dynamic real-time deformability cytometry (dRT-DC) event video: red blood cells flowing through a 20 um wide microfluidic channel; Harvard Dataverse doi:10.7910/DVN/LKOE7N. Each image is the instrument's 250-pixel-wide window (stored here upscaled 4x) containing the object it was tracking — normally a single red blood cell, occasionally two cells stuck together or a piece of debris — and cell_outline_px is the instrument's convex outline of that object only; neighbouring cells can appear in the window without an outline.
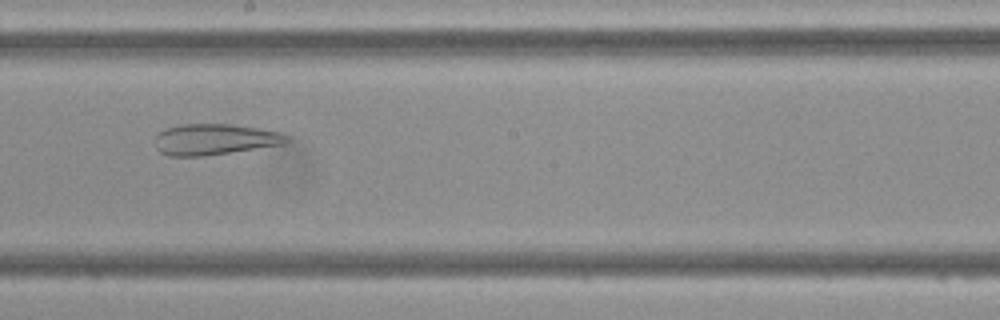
{"species": "Egyptian fruit bat (a non-hibernating species)", "species_latin": "Rousettus aegyptiacus", "temperature_condition": "cold", "stored_images_in_passage": 47, "camera_frame_rate_fps": 3000, "um_per_image_px": 0.085, "frame": {"image": 1, "passage_image": 26, "time_ms": 8.333, "image_size_px": [1000, 320], "cell_outline_px": [[288, 140], [284, 144], [204, 156], [168, 156], [160, 152], [156, 148], [156, 136], [160, 132], [168, 128], [180, 124], [228, 124], [260, 128], [280, 132], [288, 136]], "centroid_in_image_um": [18.24, 11.85], "position_along_channel_um": 230.0, "area_um2": 23.64}}
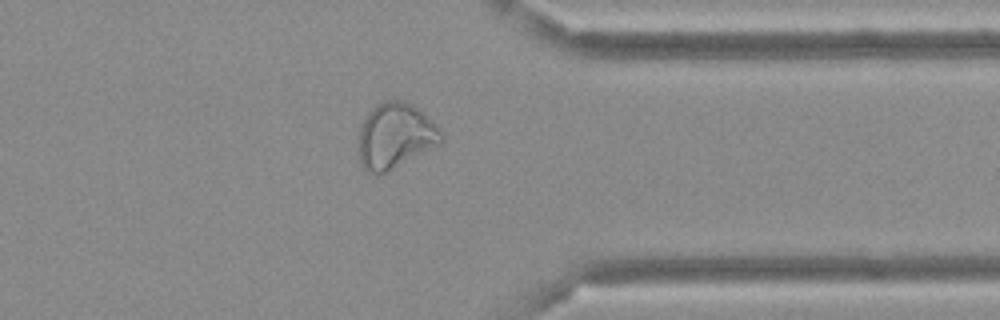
{"frame": {"image": 2, "passage_image": 37, "time_ms": 12.0, "image_size_px": [1000, 320], "cell_outline_px": [[444, 140], [440, 144], [376, 176], [368, 172], [360, 164], [356, 148], [360, 128], [368, 112], [376, 104], [384, 100], [400, 100], [412, 104], [424, 112], [444, 132]], "centroid_in_image_um": [33.58, 11.53], "position_along_channel_um": 377.8, "area_um2": 31.91}}
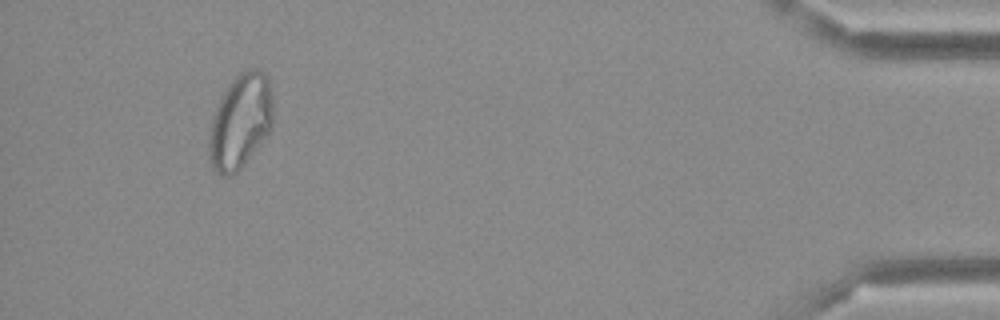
{"frame": {"image": 3, "passage_image": 44, "time_ms": 14.333, "image_size_px": [1000, 320], "cell_outline_px": [[272, 128], [244, 164], [232, 176], [220, 176], [212, 168], [208, 156], [208, 140], [212, 116], [224, 92], [232, 80], [236, 76], [248, 68], [256, 68], [264, 72], [268, 80], [272, 96]], "centroid_in_image_um": [20.41, 10.35], "position_along_channel_um": 414.8, "area_um2": 35.26}}